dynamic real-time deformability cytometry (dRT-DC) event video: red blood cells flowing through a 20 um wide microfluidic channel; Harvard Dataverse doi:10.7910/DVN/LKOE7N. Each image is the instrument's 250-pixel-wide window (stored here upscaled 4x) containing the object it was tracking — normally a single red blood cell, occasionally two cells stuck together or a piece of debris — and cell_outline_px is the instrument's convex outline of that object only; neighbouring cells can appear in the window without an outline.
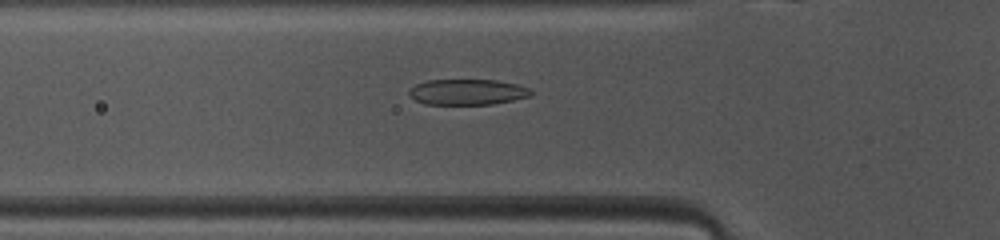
{"species": "common noctule bat (a hibernating species)", "species_latin": "Nyctalus noctula", "temperature_condition": "warm", "stored_images_in_passage": 47, "camera_frame_rate_fps": 3000, "um_per_image_px": 0.085, "animal": {"sex": "female", "body_mass_g": 10.0, "forearm_length_mm": 53.1}, "frame": {"image": 1, "passage_image": 14, "time_ms": 4.333, "image_size_px": [1000, 240], "cell_outline_px": [[532, 96], [492, 104], [424, 104], [408, 96], [408, 88], [416, 84], [428, 80], [496, 80], [516, 84], [528, 88], [532, 92]], "centroid_in_image_um": [39.68, 7.82], "position_along_channel_um": 86.1, "area_um2": 18.26}}
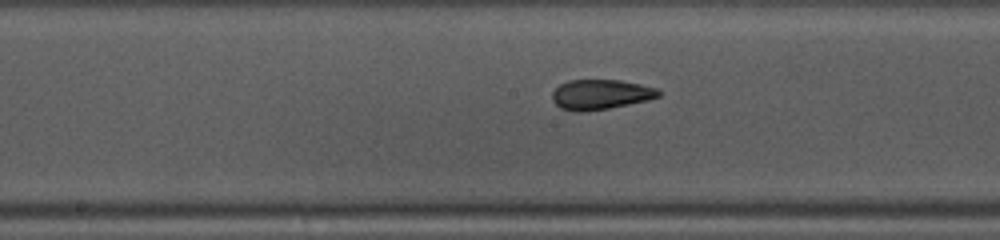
{"frame": {"image": 2, "passage_image": 22, "time_ms": 7.0, "image_size_px": [1000, 240], "cell_outline_px": [[660, 96], [648, 100], [608, 108], [580, 112], [576, 112], [560, 108], [552, 100], [552, 92], [560, 84], [568, 80], [620, 80], [640, 84], [656, 88], [660, 92]], "centroid_in_image_um": [51.02, 8.03], "position_along_channel_um": 197.2, "area_um2": 18.5}}
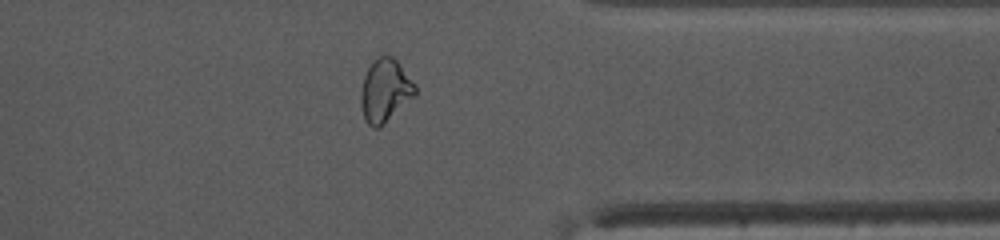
{"frame": {"image": 3, "passage_image": 36, "time_ms": 11.667, "image_size_px": [1000, 240], "cell_outline_px": [[416, 96], [384, 124], [376, 128], [372, 128], [368, 124], [364, 116], [360, 104], [360, 92], [364, 76], [372, 60], [380, 56], [392, 56], [400, 64], [416, 84]], "centroid_in_image_um": [32.74, 7.7], "position_along_channel_um": 378.7, "area_um2": 20.11}, "authors_computed_cell_mechanics": {"area_um2": 19.4208, "velocity_mm_per_s": 4.1138, "shape_relaxation_time_tau1_ms": 6.5852, "shape_relaxation_time_tau2_ms": 1.5092, "deformation_change_tau1": 0.2034, "deformation_change_tau2": 0.0899}}